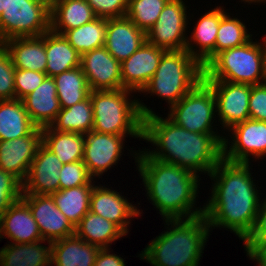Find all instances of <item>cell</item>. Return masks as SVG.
I'll list each match as a JSON object with an SVG mask.
<instances>
[{
  "mask_svg": "<svg viewBox=\"0 0 266 266\" xmlns=\"http://www.w3.org/2000/svg\"><path fill=\"white\" fill-rule=\"evenodd\" d=\"M45 53L47 57L46 75L54 77L64 71L80 66L81 55L62 35L51 29L45 33Z\"/></svg>",
  "mask_w": 266,
  "mask_h": 266,
  "instance_id": "obj_29",
  "label": "cell"
},
{
  "mask_svg": "<svg viewBox=\"0 0 266 266\" xmlns=\"http://www.w3.org/2000/svg\"><path fill=\"white\" fill-rule=\"evenodd\" d=\"M97 17L113 19L125 17L128 0H86Z\"/></svg>",
  "mask_w": 266,
  "mask_h": 266,
  "instance_id": "obj_42",
  "label": "cell"
},
{
  "mask_svg": "<svg viewBox=\"0 0 266 266\" xmlns=\"http://www.w3.org/2000/svg\"><path fill=\"white\" fill-rule=\"evenodd\" d=\"M94 178L82 160L63 164L59 176V190L88 185Z\"/></svg>",
  "mask_w": 266,
  "mask_h": 266,
  "instance_id": "obj_38",
  "label": "cell"
},
{
  "mask_svg": "<svg viewBox=\"0 0 266 266\" xmlns=\"http://www.w3.org/2000/svg\"><path fill=\"white\" fill-rule=\"evenodd\" d=\"M25 109L38 128L49 127L61 110L53 77H46L33 92L22 99Z\"/></svg>",
  "mask_w": 266,
  "mask_h": 266,
  "instance_id": "obj_23",
  "label": "cell"
},
{
  "mask_svg": "<svg viewBox=\"0 0 266 266\" xmlns=\"http://www.w3.org/2000/svg\"><path fill=\"white\" fill-rule=\"evenodd\" d=\"M110 250L111 248H101L94 266H126L125 260L120 255L110 253Z\"/></svg>",
  "mask_w": 266,
  "mask_h": 266,
  "instance_id": "obj_46",
  "label": "cell"
},
{
  "mask_svg": "<svg viewBox=\"0 0 266 266\" xmlns=\"http://www.w3.org/2000/svg\"><path fill=\"white\" fill-rule=\"evenodd\" d=\"M41 144V128L27 136L0 141V168L23 182Z\"/></svg>",
  "mask_w": 266,
  "mask_h": 266,
  "instance_id": "obj_19",
  "label": "cell"
},
{
  "mask_svg": "<svg viewBox=\"0 0 266 266\" xmlns=\"http://www.w3.org/2000/svg\"><path fill=\"white\" fill-rule=\"evenodd\" d=\"M75 234L99 248H109L126 234L114 223L89 211L75 227Z\"/></svg>",
  "mask_w": 266,
  "mask_h": 266,
  "instance_id": "obj_30",
  "label": "cell"
},
{
  "mask_svg": "<svg viewBox=\"0 0 266 266\" xmlns=\"http://www.w3.org/2000/svg\"><path fill=\"white\" fill-rule=\"evenodd\" d=\"M97 16L86 0H52L50 29L58 34L76 29Z\"/></svg>",
  "mask_w": 266,
  "mask_h": 266,
  "instance_id": "obj_26",
  "label": "cell"
},
{
  "mask_svg": "<svg viewBox=\"0 0 266 266\" xmlns=\"http://www.w3.org/2000/svg\"><path fill=\"white\" fill-rule=\"evenodd\" d=\"M169 110L167 117L188 131L218 133V128L215 127V131L213 125L216 119L215 96L212 87L204 79Z\"/></svg>",
  "mask_w": 266,
  "mask_h": 266,
  "instance_id": "obj_8",
  "label": "cell"
},
{
  "mask_svg": "<svg viewBox=\"0 0 266 266\" xmlns=\"http://www.w3.org/2000/svg\"><path fill=\"white\" fill-rule=\"evenodd\" d=\"M4 237L11 243H33L42 240L38 224L21 198L0 217V239Z\"/></svg>",
  "mask_w": 266,
  "mask_h": 266,
  "instance_id": "obj_22",
  "label": "cell"
},
{
  "mask_svg": "<svg viewBox=\"0 0 266 266\" xmlns=\"http://www.w3.org/2000/svg\"><path fill=\"white\" fill-rule=\"evenodd\" d=\"M9 0H0V16L4 9H6Z\"/></svg>",
  "mask_w": 266,
  "mask_h": 266,
  "instance_id": "obj_47",
  "label": "cell"
},
{
  "mask_svg": "<svg viewBox=\"0 0 266 266\" xmlns=\"http://www.w3.org/2000/svg\"><path fill=\"white\" fill-rule=\"evenodd\" d=\"M246 256L259 264L258 266H266V241L258 243H244Z\"/></svg>",
  "mask_w": 266,
  "mask_h": 266,
  "instance_id": "obj_45",
  "label": "cell"
},
{
  "mask_svg": "<svg viewBox=\"0 0 266 266\" xmlns=\"http://www.w3.org/2000/svg\"><path fill=\"white\" fill-rule=\"evenodd\" d=\"M242 2H244V4L249 3L251 5V3H266V0H241V3Z\"/></svg>",
  "mask_w": 266,
  "mask_h": 266,
  "instance_id": "obj_48",
  "label": "cell"
},
{
  "mask_svg": "<svg viewBox=\"0 0 266 266\" xmlns=\"http://www.w3.org/2000/svg\"><path fill=\"white\" fill-rule=\"evenodd\" d=\"M253 37L245 23L226 13L220 21L215 42V55L223 50L241 46Z\"/></svg>",
  "mask_w": 266,
  "mask_h": 266,
  "instance_id": "obj_36",
  "label": "cell"
},
{
  "mask_svg": "<svg viewBox=\"0 0 266 266\" xmlns=\"http://www.w3.org/2000/svg\"><path fill=\"white\" fill-rule=\"evenodd\" d=\"M53 78L61 108H68L85 100L91 92L80 66L64 71Z\"/></svg>",
  "mask_w": 266,
  "mask_h": 266,
  "instance_id": "obj_33",
  "label": "cell"
},
{
  "mask_svg": "<svg viewBox=\"0 0 266 266\" xmlns=\"http://www.w3.org/2000/svg\"><path fill=\"white\" fill-rule=\"evenodd\" d=\"M249 115L252 120L266 121V82L251 85Z\"/></svg>",
  "mask_w": 266,
  "mask_h": 266,
  "instance_id": "obj_43",
  "label": "cell"
},
{
  "mask_svg": "<svg viewBox=\"0 0 266 266\" xmlns=\"http://www.w3.org/2000/svg\"><path fill=\"white\" fill-rule=\"evenodd\" d=\"M226 131L230 133V140L224 137V160L251 164V156L255 160L266 157V121L247 119Z\"/></svg>",
  "mask_w": 266,
  "mask_h": 266,
  "instance_id": "obj_10",
  "label": "cell"
},
{
  "mask_svg": "<svg viewBox=\"0 0 266 266\" xmlns=\"http://www.w3.org/2000/svg\"><path fill=\"white\" fill-rule=\"evenodd\" d=\"M107 19L97 17L76 29L66 31L63 36L69 44L83 55L105 44Z\"/></svg>",
  "mask_w": 266,
  "mask_h": 266,
  "instance_id": "obj_35",
  "label": "cell"
},
{
  "mask_svg": "<svg viewBox=\"0 0 266 266\" xmlns=\"http://www.w3.org/2000/svg\"><path fill=\"white\" fill-rule=\"evenodd\" d=\"M220 133L191 132L155 112L143 118V141L155 149H143L151 158L175 164L196 175L207 174L223 159Z\"/></svg>",
  "mask_w": 266,
  "mask_h": 266,
  "instance_id": "obj_2",
  "label": "cell"
},
{
  "mask_svg": "<svg viewBox=\"0 0 266 266\" xmlns=\"http://www.w3.org/2000/svg\"><path fill=\"white\" fill-rule=\"evenodd\" d=\"M46 77V73L43 72L15 69V98L22 100L25 96L33 92L39 85H41Z\"/></svg>",
  "mask_w": 266,
  "mask_h": 266,
  "instance_id": "obj_41",
  "label": "cell"
},
{
  "mask_svg": "<svg viewBox=\"0 0 266 266\" xmlns=\"http://www.w3.org/2000/svg\"><path fill=\"white\" fill-rule=\"evenodd\" d=\"M11 243L0 249V266H51V242Z\"/></svg>",
  "mask_w": 266,
  "mask_h": 266,
  "instance_id": "obj_27",
  "label": "cell"
},
{
  "mask_svg": "<svg viewBox=\"0 0 266 266\" xmlns=\"http://www.w3.org/2000/svg\"><path fill=\"white\" fill-rule=\"evenodd\" d=\"M163 221L167 230L147 244L138 257L152 266H199L211 232L206 217Z\"/></svg>",
  "mask_w": 266,
  "mask_h": 266,
  "instance_id": "obj_4",
  "label": "cell"
},
{
  "mask_svg": "<svg viewBox=\"0 0 266 266\" xmlns=\"http://www.w3.org/2000/svg\"><path fill=\"white\" fill-rule=\"evenodd\" d=\"M261 200L253 229L243 240V243H258L266 241V197Z\"/></svg>",
  "mask_w": 266,
  "mask_h": 266,
  "instance_id": "obj_44",
  "label": "cell"
},
{
  "mask_svg": "<svg viewBox=\"0 0 266 266\" xmlns=\"http://www.w3.org/2000/svg\"><path fill=\"white\" fill-rule=\"evenodd\" d=\"M84 134L56 131L50 126L42 128V143L51 150L63 164L83 159Z\"/></svg>",
  "mask_w": 266,
  "mask_h": 266,
  "instance_id": "obj_31",
  "label": "cell"
},
{
  "mask_svg": "<svg viewBox=\"0 0 266 266\" xmlns=\"http://www.w3.org/2000/svg\"><path fill=\"white\" fill-rule=\"evenodd\" d=\"M120 192L100 185H94L90 197V210L96 215L116 224L126 235L128 234L131 219L141 215L136 204L128 202Z\"/></svg>",
  "mask_w": 266,
  "mask_h": 266,
  "instance_id": "obj_15",
  "label": "cell"
},
{
  "mask_svg": "<svg viewBox=\"0 0 266 266\" xmlns=\"http://www.w3.org/2000/svg\"><path fill=\"white\" fill-rule=\"evenodd\" d=\"M187 13L183 0H169L156 23L146 32L147 42L165 50H185L190 19Z\"/></svg>",
  "mask_w": 266,
  "mask_h": 266,
  "instance_id": "obj_11",
  "label": "cell"
},
{
  "mask_svg": "<svg viewBox=\"0 0 266 266\" xmlns=\"http://www.w3.org/2000/svg\"><path fill=\"white\" fill-rule=\"evenodd\" d=\"M62 166L60 159L42 143L22 182V194L52 195L57 192Z\"/></svg>",
  "mask_w": 266,
  "mask_h": 266,
  "instance_id": "obj_16",
  "label": "cell"
},
{
  "mask_svg": "<svg viewBox=\"0 0 266 266\" xmlns=\"http://www.w3.org/2000/svg\"><path fill=\"white\" fill-rule=\"evenodd\" d=\"M15 69L9 52L0 43V100L15 99Z\"/></svg>",
  "mask_w": 266,
  "mask_h": 266,
  "instance_id": "obj_40",
  "label": "cell"
},
{
  "mask_svg": "<svg viewBox=\"0 0 266 266\" xmlns=\"http://www.w3.org/2000/svg\"><path fill=\"white\" fill-rule=\"evenodd\" d=\"M94 182L93 179L88 185L58 190L51 195L57 208L74 228L90 210V197Z\"/></svg>",
  "mask_w": 266,
  "mask_h": 266,
  "instance_id": "obj_32",
  "label": "cell"
},
{
  "mask_svg": "<svg viewBox=\"0 0 266 266\" xmlns=\"http://www.w3.org/2000/svg\"><path fill=\"white\" fill-rule=\"evenodd\" d=\"M213 90L216 100V117L221 129L229 130L233 125L250 119L249 97L251 85L226 81H206Z\"/></svg>",
  "mask_w": 266,
  "mask_h": 266,
  "instance_id": "obj_12",
  "label": "cell"
},
{
  "mask_svg": "<svg viewBox=\"0 0 266 266\" xmlns=\"http://www.w3.org/2000/svg\"><path fill=\"white\" fill-rule=\"evenodd\" d=\"M146 41V32L126 16L107 19L104 47L120 63L128 59Z\"/></svg>",
  "mask_w": 266,
  "mask_h": 266,
  "instance_id": "obj_21",
  "label": "cell"
},
{
  "mask_svg": "<svg viewBox=\"0 0 266 266\" xmlns=\"http://www.w3.org/2000/svg\"><path fill=\"white\" fill-rule=\"evenodd\" d=\"M38 224L42 239L54 242L75 234V228L57 208L51 195L22 194Z\"/></svg>",
  "mask_w": 266,
  "mask_h": 266,
  "instance_id": "obj_14",
  "label": "cell"
},
{
  "mask_svg": "<svg viewBox=\"0 0 266 266\" xmlns=\"http://www.w3.org/2000/svg\"><path fill=\"white\" fill-rule=\"evenodd\" d=\"M134 93L123 88L91 91L89 96L93 107L92 130L143 139V118L154 111L141 102L140 98H135Z\"/></svg>",
  "mask_w": 266,
  "mask_h": 266,
  "instance_id": "obj_5",
  "label": "cell"
},
{
  "mask_svg": "<svg viewBox=\"0 0 266 266\" xmlns=\"http://www.w3.org/2000/svg\"><path fill=\"white\" fill-rule=\"evenodd\" d=\"M266 36L217 53L203 68L205 81L256 85L265 82Z\"/></svg>",
  "mask_w": 266,
  "mask_h": 266,
  "instance_id": "obj_7",
  "label": "cell"
},
{
  "mask_svg": "<svg viewBox=\"0 0 266 266\" xmlns=\"http://www.w3.org/2000/svg\"><path fill=\"white\" fill-rule=\"evenodd\" d=\"M37 128L22 100L16 98L0 100V141L27 136Z\"/></svg>",
  "mask_w": 266,
  "mask_h": 266,
  "instance_id": "obj_28",
  "label": "cell"
},
{
  "mask_svg": "<svg viewBox=\"0 0 266 266\" xmlns=\"http://www.w3.org/2000/svg\"><path fill=\"white\" fill-rule=\"evenodd\" d=\"M22 182L13 174L0 168V217L22 197Z\"/></svg>",
  "mask_w": 266,
  "mask_h": 266,
  "instance_id": "obj_39",
  "label": "cell"
},
{
  "mask_svg": "<svg viewBox=\"0 0 266 266\" xmlns=\"http://www.w3.org/2000/svg\"><path fill=\"white\" fill-rule=\"evenodd\" d=\"M251 168L249 163L222 159L209 175L212 192L203 205L210 229H229L242 241L253 229L262 195Z\"/></svg>",
  "mask_w": 266,
  "mask_h": 266,
  "instance_id": "obj_1",
  "label": "cell"
},
{
  "mask_svg": "<svg viewBox=\"0 0 266 266\" xmlns=\"http://www.w3.org/2000/svg\"><path fill=\"white\" fill-rule=\"evenodd\" d=\"M224 8L223 6H215L214 9L205 12L196 21V26L190 33L191 36H187L189 38H187L185 50L196 58L203 67L215 56V42L219 24L221 18L227 13Z\"/></svg>",
  "mask_w": 266,
  "mask_h": 266,
  "instance_id": "obj_20",
  "label": "cell"
},
{
  "mask_svg": "<svg viewBox=\"0 0 266 266\" xmlns=\"http://www.w3.org/2000/svg\"><path fill=\"white\" fill-rule=\"evenodd\" d=\"M53 130L86 134L93 129V107L90 96L68 108H61L50 125Z\"/></svg>",
  "mask_w": 266,
  "mask_h": 266,
  "instance_id": "obj_34",
  "label": "cell"
},
{
  "mask_svg": "<svg viewBox=\"0 0 266 266\" xmlns=\"http://www.w3.org/2000/svg\"><path fill=\"white\" fill-rule=\"evenodd\" d=\"M16 69L45 73L47 57L45 53V33L36 37L12 38L2 43Z\"/></svg>",
  "mask_w": 266,
  "mask_h": 266,
  "instance_id": "obj_24",
  "label": "cell"
},
{
  "mask_svg": "<svg viewBox=\"0 0 266 266\" xmlns=\"http://www.w3.org/2000/svg\"><path fill=\"white\" fill-rule=\"evenodd\" d=\"M131 151L147 198L162 219H188L203 214L204 207H195L200 176L178 165L153 159L144 150Z\"/></svg>",
  "mask_w": 266,
  "mask_h": 266,
  "instance_id": "obj_3",
  "label": "cell"
},
{
  "mask_svg": "<svg viewBox=\"0 0 266 266\" xmlns=\"http://www.w3.org/2000/svg\"><path fill=\"white\" fill-rule=\"evenodd\" d=\"M264 67H265V82H266V48H265V63H264Z\"/></svg>",
  "mask_w": 266,
  "mask_h": 266,
  "instance_id": "obj_50",
  "label": "cell"
},
{
  "mask_svg": "<svg viewBox=\"0 0 266 266\" xmlns=\"http://www.w3.org/2000/svg\"><path fill=\"white\" fill-rule=\"evenodd\" d=\"M126 136L98 133L91 130L84 135L83 163L95 179L118 164L124 152ZM113 166V167H112Z\"/></svg>",
  "mask_w": 266,
  "mask_h": 266,
  "instance_id": "obj_13",
  "label": "cell"
},
{
  "mask_svg": "<svg viewBox=\"0 0 266 266\" xmlns=\"http://www.w3.org/2000/svg\"><path fill=\"white\" fill-rule=\"evenodd\" d=\"M204 76L202 64L186 50H166L154 76L141 93L162 98L170 108L189 93Z\"/></svg>",
  "mask_w": 266,
  "mask_h": 266,
  "instance_id": "obj_6",
  "label": "cell"
},
{
  "mask_svg": "<svg viewBox=\"0 0 266 266\" xmlns=\"http://www.w3.org/2000/svg\"><path fill=\"white\" fill-rule=\"evenodd\" d=\"M51 6L33 0H9L0 16V43L49 31Z\"/></svg>",
  "mask_w": 266,
  "mask_h": 266,
  "instance_id": "obj_9",
  "label": "cell"
},
{
  "mask_svg": "<svg viewBox=\"0 0 266 266\" xmlns=\"http://www.w3.org/2000/svg\"><path fill=\"white\" fill-rule=\"evenodd\" d=\"M33 1L43 4H52V0H33Z\"/></svg>",
  "mask_w": 266,
  "mask_h": 266,
  "instance_id": "obj_49",
  "label": "cell"
},
{
  "mask_svg": "<svg viewBox=\"0 0 266 266\" xmlns=\"http://www.w3.org/2000/svg\"><path fill=\"white\" fill-rule=\"evenodd\" d=\"M101 248L76 234L51 243V266H94Z\"/></svg>",
  "mask_w": 266,
  "mask_h": 266,
  "instance_id": "obj_25",
  "label": "cell"
},
{
  "mask_svg": "<svg viewBox=\"0 0 266 266\" xmlns=\"http://www.w3.org/2000/svg\"><path fill=\"white\" fill-rule=\"evenodd\" d=\"M166 50L147 41L128 59L120 63L122 88L137 94L154 76Z\"/></svg>",
  "mask_w": 266,
  "mask_h": 266,
  "instance_id": "obj_18",
  "label": "cell"
},
{
  "mask_svg": "<svg viewBox=\"0 0 266 266\" xmlns=\"http://www.w3.org/2000/svg\"><path fill=\"white\" fill-rule=\"evenodd\" d=\"M169 0H128L126 17L147 32L158 20Z\"/></svg>",
  "mask_w": 266,
  "mask_h": 266,
  "instance_id": "obj_37",
  "label": "cell"
},
{
  "mask_svg": "<svg viewBox=\"0 0 266 266\" xmlns=\"http://www.w3.org/2000/svg\"><path fill=\"white\" fill-rule=\"evenodd\" d=\"M80 67L91 91L122 88L120 62L104 46L81 55Z\"/></svg>",
  "mask_w": 266,
  "mask_h": 266,
  "instance_id": "obj_17",
  "label": "cell"
}]
</instances>
